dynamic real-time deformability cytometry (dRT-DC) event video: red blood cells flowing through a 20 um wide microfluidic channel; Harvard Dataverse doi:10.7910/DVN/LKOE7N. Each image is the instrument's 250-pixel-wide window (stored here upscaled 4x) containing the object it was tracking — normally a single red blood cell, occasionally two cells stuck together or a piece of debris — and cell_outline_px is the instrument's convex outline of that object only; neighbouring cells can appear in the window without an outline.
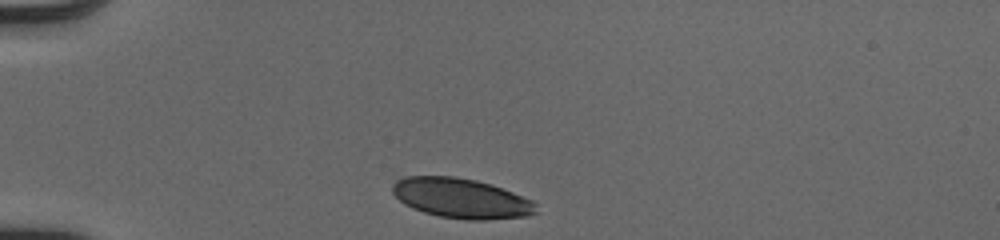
{"species": "human", "species_latin": "Homo sapiens", "temperature_condition": "cold", "stored_images_in_passage": 31, "camera_frame_rate_fps": 3000, "um_per_image_px": 0.085, "donor": {"sex": "male"}, "frame": {"image": 1, "passage_image": 1, "time_ms": 0.0, "image_size_px": [1000, 240], "cell_outline_px": [[536, 212], [528, 216], [488, 220], [464, 220], [440, 216], [424, 212], [412, 208], [404, 204], [392, 192], [392, 184], [396, 180], [404, 176], [456, 176], [476, 180], [512, 192], [532, 200], [536, 204]], "centroid_in_image_um": [39.18, 16.85], "position_along_channel_um": 45.8, "area_um2": 33.41}}
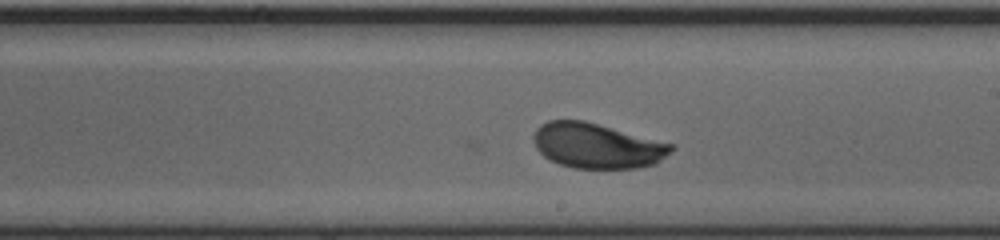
{"frame": {"image": 2, "passage_image": 18, "time_ms": 5.667, "image_size_px": [1000, 240], "cell_outline_px": [[676, 148], [656, 164], [636, 168], [572, 168], [560, 164], [544, 156], [536, 148], [532, 140], [532, 136], [536, 128], [540, 124], [548, 120], [584, 120], [672, 144]], "centroid_in_image_um": [50.72, 12.38], "position_along_channel_um": 238.3, "area_um2": 36.18}}
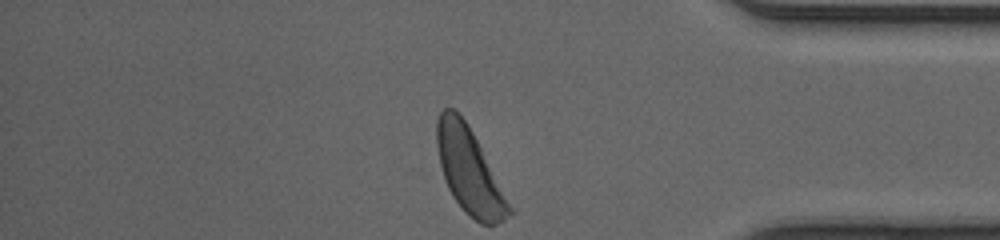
{"frame": {"image": 3, "passage_image": 31, "time_ms": 10.0, "image_size_px": [1000, 240], "cell_outline_px": [[516, 212], [504, 220], [496, 224], [480, 224], [468, 216], [464, 212], [452, 196], [448, 188], [440, 164], [436, 144], [436, 120], [440, 112], [444, 108], [452, 108], [464, 120], [472, 132], [516, 208]], "centroid_in_image_um": [39.96, 14.6], "position_along_channel_um": 395.2, "area_um2": 36.59}, "authors_computed_cell_mechanics": {"area_um2": 36.125, "velocity_mm_per_s": 4.0303, "shape_relaxation_time_tau1_ms": 1.7081, "shape_relaxation_time_tau2_ms": null, "deformation_change_tau1": 0.1176, "deformation_change_tau2": null}}